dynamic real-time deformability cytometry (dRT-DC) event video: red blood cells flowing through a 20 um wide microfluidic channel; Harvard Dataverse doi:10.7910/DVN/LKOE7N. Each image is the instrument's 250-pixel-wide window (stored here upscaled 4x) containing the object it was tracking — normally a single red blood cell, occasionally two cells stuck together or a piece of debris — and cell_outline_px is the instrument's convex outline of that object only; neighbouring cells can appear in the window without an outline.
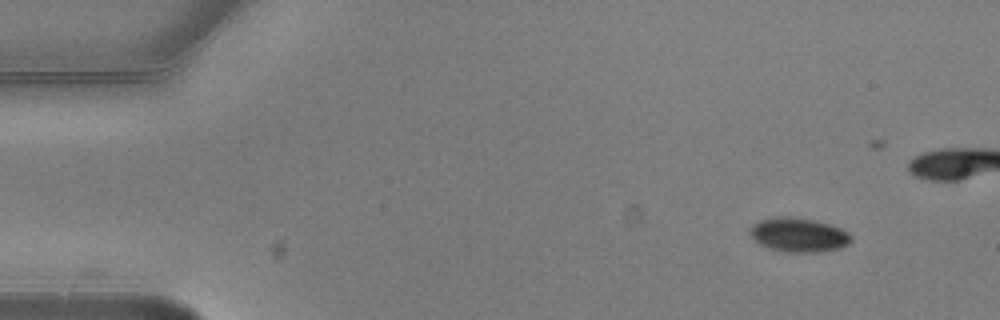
{"species": "common noctule bat (a hibernating species)", "species_latin": "Nyctalus noctula", "temperature_condition": "warm", "stored_images_in_passage": 5, "camera_frame_rate_fps": 3000, "um_per_image_px": 0.085, "animal": {"sex": "male", "body_mass_g": 20.5, "forearm_length_mm": 52.5}, "frame": {"image": 1, "passage_image": 1, "time_ms": 0.0, "image_size_px": [1000, 320], "cell_outline_px": [[852, 240], [848, 244], [840, 248], [816, 252], [784, 252], [768, 248], [760, 244], [748, 232], [748, 228], [752, 224], [760, 220], [772, 216], [788, 216], [816, 220], [832, 224], [848, 232], [852, 236]], "centroid_in_image_um": [67.87, 19.95], "position_along_channel_um": 17.1, "area_um2": 20.46}}